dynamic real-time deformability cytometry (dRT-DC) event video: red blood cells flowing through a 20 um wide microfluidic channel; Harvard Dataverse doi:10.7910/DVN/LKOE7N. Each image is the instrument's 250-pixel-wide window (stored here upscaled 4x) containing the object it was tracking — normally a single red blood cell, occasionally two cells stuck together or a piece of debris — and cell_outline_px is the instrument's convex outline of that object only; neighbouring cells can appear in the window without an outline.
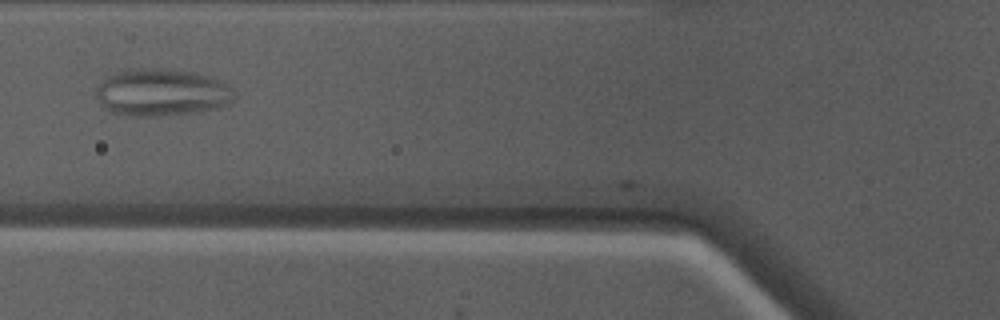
{"species": "Egyptian fruit bat (a non-hibernating species)", "species_latin": "Rousettus aegyptiacus", "temperature_condition": "warm", "stored_images_in_passage": 39, "camera_frame_rate_fps": 3000, "um_per_image_px": 0.085, "animal": {"sex": "male"}, "frame": {"image": 1, "passage_image": 11, "time_ms": 3.333, "image_size_px": [1000, 320], "cell_outline_px": [[236, 96], [232, 100], [220, 108], [164, 116], [132, 116], [116, 112], [108, 108], [96, 96], [96, 88], [108, 76], [116, 72], [136, 68], [164, 68], [196, 72], [220, 80], [236, 88]], "centroid_in_image_um": [13.83, 7.84], "position_along_channel_um": 112.0, "area_um2": 38.03}}
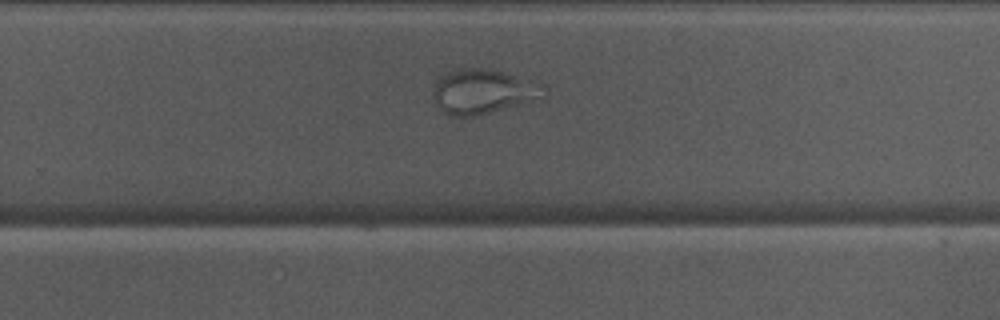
{"frame": {"image": 2, "passage_image": 24, "time_ms": 7.667, "image_size_px": [1000, 320], "cell_outline_px": [[548, 96], [476, 116], [448, 116], [436, 108], [432, 100], [432, 88], [436, 80], [448, 72], [456, 68], [480, 68], [500, 72], [532, 80], [544, 84], [548, 88]], "centroid_in_image_um": [41.02, 7.79], "position_along_channel_um": 288.8, "area_um2": 29.19}}
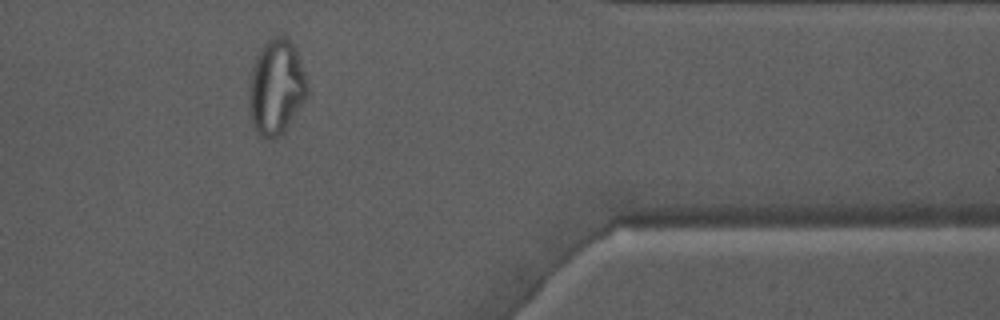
{"frame": {"image": 3, "passage_image": 33, "time_ms": 10.667, "image_size_px": [1000, 320], "cell_outline_px": [[308, 92], [304, 100], [284, 132], [280, 136], [272, 140], [264, 140], [256, 132], [252, 124], [248, 104], [248, 88], [252, 68], [256, 56], [260, 48], [272, 36], [284, 36], [296, 48], [308, 84]], "centroid_in_image_um": [23.45, 7.45], "position_along_channel_um": 388.0, "area_um2": 32.66}}